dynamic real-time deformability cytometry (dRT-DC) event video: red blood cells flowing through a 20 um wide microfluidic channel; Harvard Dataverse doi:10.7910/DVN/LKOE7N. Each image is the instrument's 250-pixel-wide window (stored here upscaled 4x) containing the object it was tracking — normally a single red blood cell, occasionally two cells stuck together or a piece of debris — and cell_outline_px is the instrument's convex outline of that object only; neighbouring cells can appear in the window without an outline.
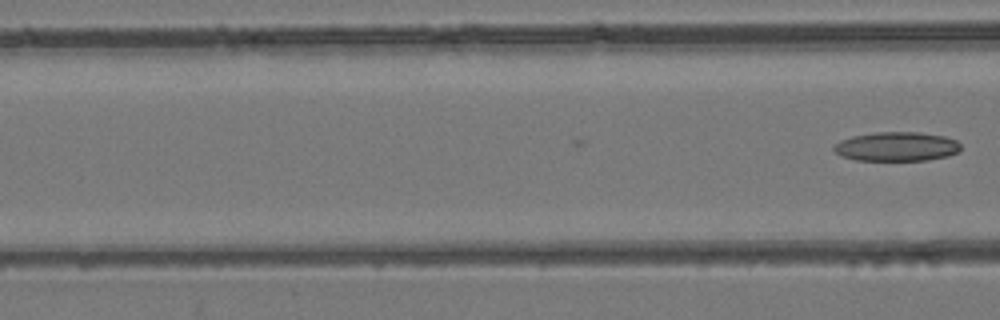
{"species": "common noctule bat (a hibernating species)", "species_latin": "Nyctalus noctula", "temperature_condition": "room temperature", "stored_images_in_passage": 3, "camera_frame_rate_fps": 3000, "um_per_image_px": 0.085, "animal": {"sex": "female", "body_mass_g": 24.6, "forearm_length_mm": 56.2}, "frame": {"image": 1, "passage_image": 3, "time_ms": 0.667, "image_size_px": [1000, 320], "cell_outline_px": [[960, 152], [948, 156], [928, 160], [856, 160], [840, 156], [832, 148], [840, 140], [852, 136], [876, 132], [920, 132], [944, 136], [956, 140], [960, 144]], "centroid_in_image_um": [76.23, 12.45], "position_along_channel_um": 90.4, "area_um2": 21.68}}